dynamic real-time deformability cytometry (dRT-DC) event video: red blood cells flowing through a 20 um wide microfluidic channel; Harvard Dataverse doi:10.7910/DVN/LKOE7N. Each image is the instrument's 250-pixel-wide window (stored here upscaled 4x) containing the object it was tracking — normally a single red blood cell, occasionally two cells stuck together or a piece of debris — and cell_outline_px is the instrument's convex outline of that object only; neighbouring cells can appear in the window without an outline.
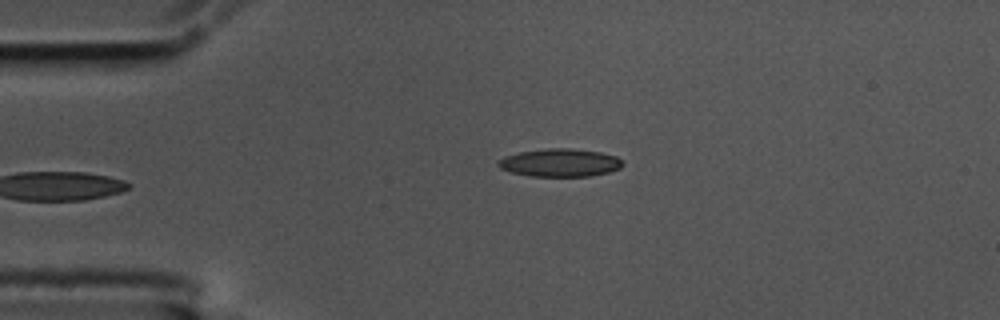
{"species": "common noctule bat (a hibernating species)", "species_latin": "Nyctalus noctula", "temperature_condition": "cold", "stored_images_in_passage": 19, "camera_frame_rate_fps": 3000, "um_per_image_px": 0.085, "animal": {"sex": "male", "body_mass_g": 17.5, "forearm_length_mm": 52.3}, "frame": {"image": 1, "passage_image": 1, "time_ms": 0.0, "image_size_px": [1000, 320], "cell_outline_px": [[124, 188], [92, 196], [60, 200], [36, 200], [12, 196], [12, 176], [40, 172], [52, 172], [96, 176], [112, 180], [124, 184]], "centroid_in_image_um": [5.16, 15.81], "position_along_channel_um": 79.8, "area_um2": 17.4}}
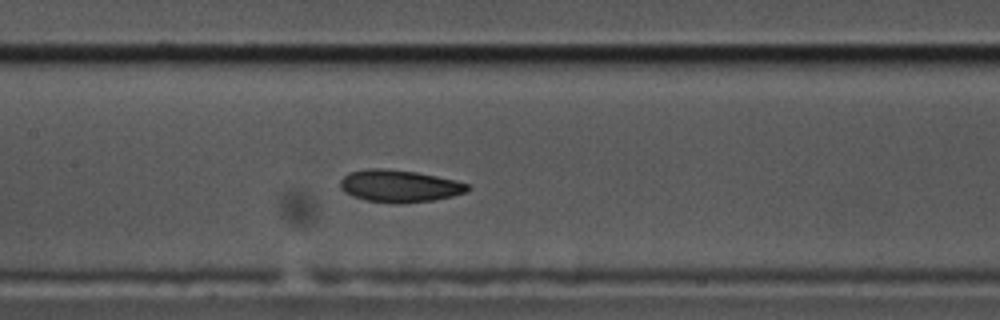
{"frame": {"image": 2, "passage_image": 9, "time_ms": 2.667, "image_size_px": [1000, 320], "cell_outline_px": [[464, 188], [460, 192], [444, 196], [420, 200], [376, 200], [352, 192], [344, 184], [344, 180], [348, 176], [356, 172], [408, 172], [448, 180], [464, 184]], "centroid_in_image_um": [34.02, 15.81], "position_along_channel_um": 173.4, "area_um2": 18.96}}
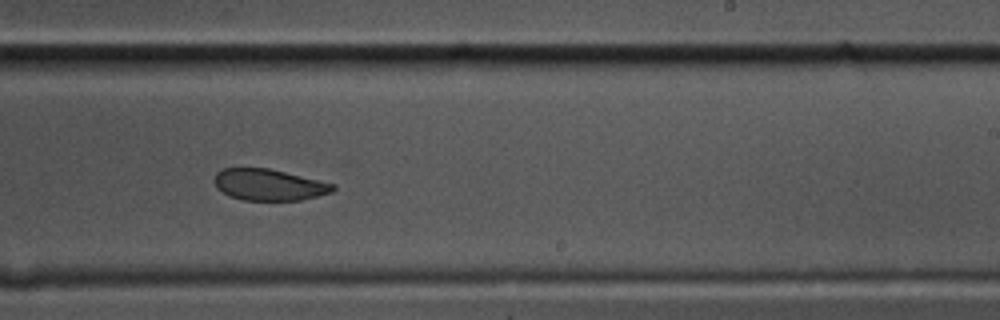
{"frame": {"image": 3, "passage_image": 17, "time_ms": 5.333, "image_size_px": [1000, 320], "cell_outline_px": [[332, 188], [324, 192], [288, 200], [252, 200], [236, 196], [220, 188], [220, 172], [228, 168], [260, 168], [280, 172], [308, 180]], "centroid_in_image_um": [22.7, 15.7], "position_along_channel_um": 266.3, "area_um2": 18.32}}